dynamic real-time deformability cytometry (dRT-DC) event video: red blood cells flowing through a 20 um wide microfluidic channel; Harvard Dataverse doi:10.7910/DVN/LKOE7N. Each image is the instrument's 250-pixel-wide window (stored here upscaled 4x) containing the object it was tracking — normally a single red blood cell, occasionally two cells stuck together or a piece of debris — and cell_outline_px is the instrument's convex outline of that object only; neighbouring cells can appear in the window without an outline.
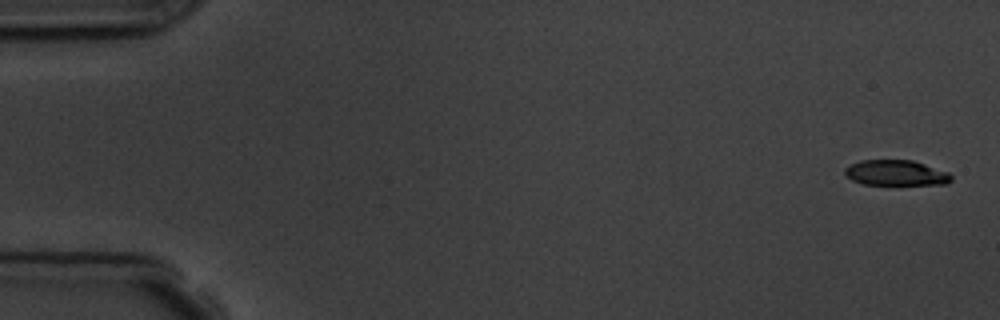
{"species": "common noctule bat (a hibernating species)", "species_latin": "Nyctalus noctula", "temperature_condition": "room temperature", "stored_images_in_passage": 13, "camera_frame_rate_fps": 3000, "um_per_image_px": 0.085, "animal": {"sex": "male", "body_mass_g": 19.5, "forearm_length_mm": 54.6}, "frame": {"image": 1, "passage_image": 1, "time_ms": 0.0, "image_size_px": [1000, 320], "cell_outline_px": [[952, 180], [948, 184], [864, 184], [852, 180], [844, 172], [844, 168], [860, 160], [912, 160], [948, 172], [952, 176]], "centroid_in_image_um": [76.17, 14.69], "position_along_channel_um": 8.8, "area_um2": 15.61}}
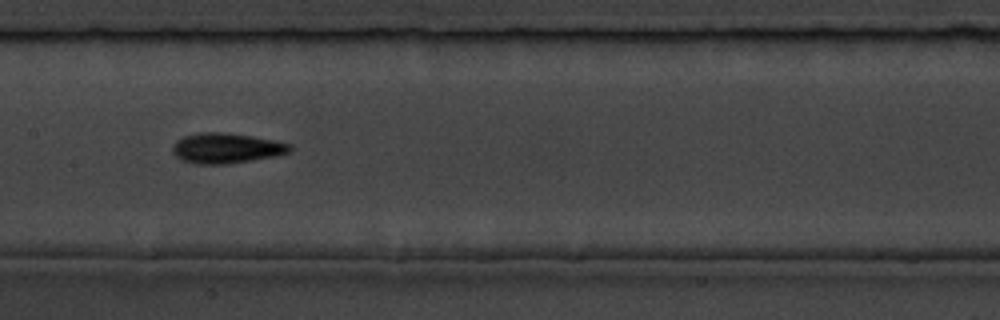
{"frame": {"image": 2, "passage_image": 8, "time_ms": 8.667, "image_size_px": [1000, 320], "cell_outline_px": [[292, 152], [276, 156], [228, 164], [196, 164], [180, 160], [172, 152], [172, 144], [176, 140], [184, 136], [200, 132], [224, 132], [252, 136], [276, 140], [292, 144]], "centroid_in_image_um": [19.25, 12.59], "position_along_channel_um": 188.2, "area_um2": 21.04}}
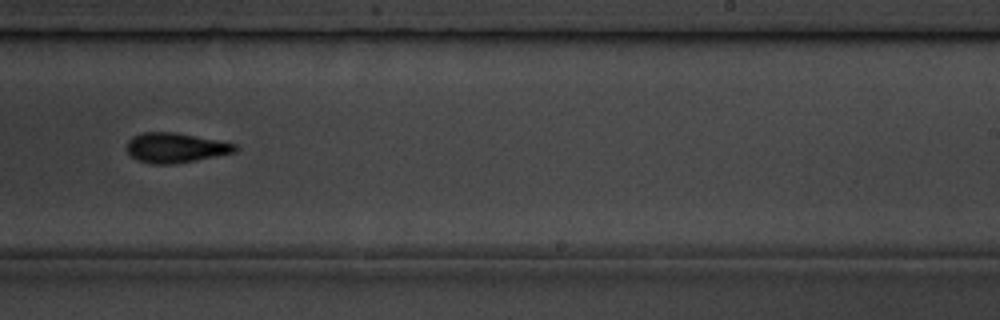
{"frame": {"image": 3, "passage_image": 10, "time_ms": 11.0, "image_size_px": [1000, 320], "cell_outline_px": [[240, 148], [236, 152], [176, 164], [152, 164], [136, 160], [128, 152], [128, 140], [132, 136], [140, 132], [176, 132], [236, 144]], "centroid_in_image_um": [14.92, 12.56], "position_along_channel_um": 274.1, "area_um2": 18.9}, "authors_computed_cell_mechanics": {"area_um2": 18.9006, "velocity_mm_per_s": 3.7014, "shape_relaxation_time_tau1_ms": 2.9353, "shape_relaxation_time_tau2_ms": 3.8323, "deformation_change_tau1": 0.1371, "deformation_change_tau2": 0.1164}}